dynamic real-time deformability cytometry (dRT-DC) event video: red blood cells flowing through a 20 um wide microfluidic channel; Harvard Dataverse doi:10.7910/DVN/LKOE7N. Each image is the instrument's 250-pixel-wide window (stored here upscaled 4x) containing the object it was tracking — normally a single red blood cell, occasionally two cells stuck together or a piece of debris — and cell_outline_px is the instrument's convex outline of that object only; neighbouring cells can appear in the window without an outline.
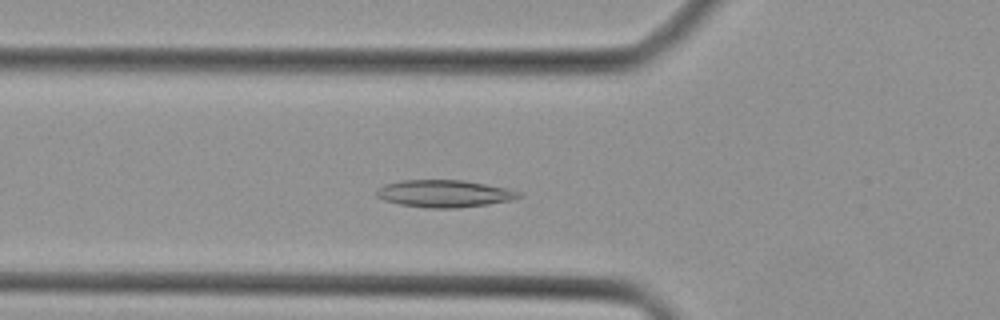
{"species": "Egyptian fruit bat (a non-hibernating species)", "species_latin": "Rousettus aegyptiacus", "temperature_condition": "cold", "stored_images_in_passage": 40, "camera_frame_rate_fps": 3000, "um_per_image_px": 0.085, "animal": {"sex": "female"}, "frame": {"image": 1, "passage_image": 12, "time_ms": 3.667, "image_size_px": [1000, 320], "cell_outline_px": [[520, 196], [516, 200], [488, 204], [456, 208], [428, 208], [400, 204], [384, 200], [376, 196], [376, 192], [384, 184], [400, 180], [464, 180], [504, 188], [520, 192]], "centroid_in_image_um": [37.76, 16.46], "position_along_channel_um": 88.0, "area_um2": 22.48}}
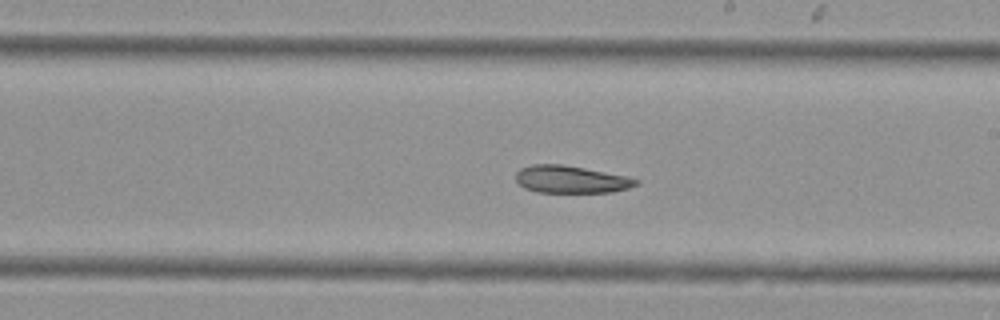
{"frame": {"image": 2, "passage_image": 22, "time_ms": 7.0, "image_size_px": [1000, 320], "cell_outline_px": [[640, 180], [636, 184], [628, 188], [612, 192], [536, 192], [524, 188], [516, 180], [516, 172], [520, 168], [532, 164], [560, 164], [584, 168], [624, 176]], "centroid_in_image_um": [48.47, 15.25], "position_along_channel_um": 240.5, "area_um2": 18.96}}
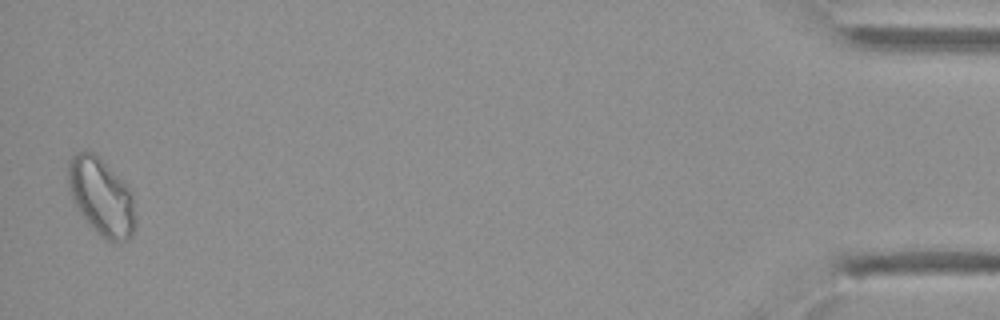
{"frame": {"image": 3, "passage_image": 40, "time_ms": 13.0, "image_size_px": [1000, 320], "cell_outline_px": [[136, 228], [132, 236], [128, 240], [116, 244], [100, 236], [88, 224], [72, 200], [68, 180], [68, 160], [72, 156], [80, 152], [96, 152], [100, 156], [132, 192], [136, 224]], "centroid_in_image_um": [8.64, 16.76], "position_along_channel_um": 426.6, "area_um2": 30.52}}